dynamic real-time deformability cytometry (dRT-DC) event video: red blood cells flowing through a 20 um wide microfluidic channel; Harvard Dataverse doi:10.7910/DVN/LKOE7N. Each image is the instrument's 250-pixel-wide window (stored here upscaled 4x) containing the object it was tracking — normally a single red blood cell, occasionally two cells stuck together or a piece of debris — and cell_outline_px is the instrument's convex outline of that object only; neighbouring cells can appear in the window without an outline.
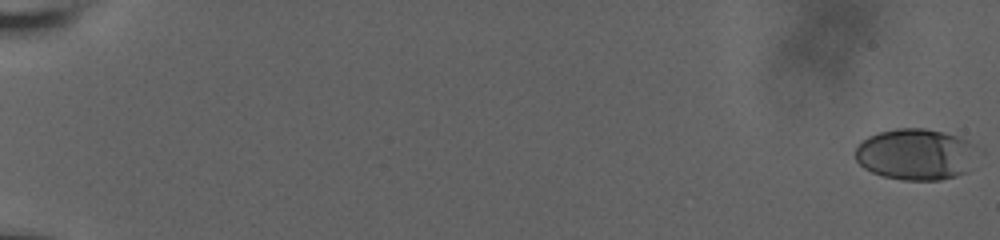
{"species": "human", "species_latin": "Homo sapiens", "temperature_condition": "room temperature", "stored_images_in_passage": 27, "camera_frame_rate_fps": 3000, "um_per_image_px": 0.085, "donor": {"sex": "male"}, "frame": {"image": 1, "passage_image": 1, "time_ms": 0.0, "image_size_px": [1000, 240], "cell_outline_px": [[984, 152], [968, 172], [956, 176], [940, 180], [904, 180], [884, 176], [872, 172], [864, 168], [856, 160], [856, 148], [868, 136], [880, 132], [896, 128], [924, 128], [944, 132], [968, 140], [984, 148]], "centroid_in_image_um": [77.99, 13.12], "position_along_channel_um": 7.0, "area_um2": 37.45}}
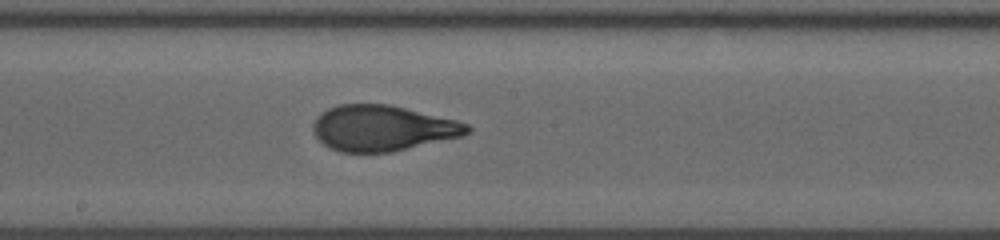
{"frame": {"image": 2, "passage_image": 16, "time_ms": 11.667, "image_size_px": [1000, 240], "cell_outline_px": [[472, 132], [464, 136], [392, 152], [340, 152], [328, 148], [316, 136], [312, 128], [312, 124], [316, 116], [320, 112], [328, 108], [340, 104], [388, 104], [456, 120], [468, 124], [472, 128]], "centroid_in_image_um": [32.51, 10.9], "position_along_channel_um": 215.7, "area_um2": 41.27}}
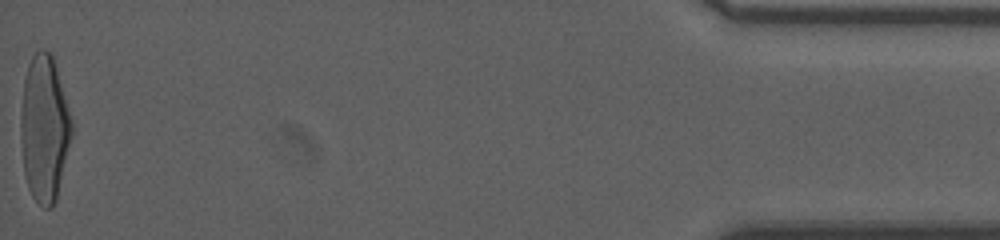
{"frame": {"image": 3, "passage_image": 27, "time_ms": 19.667, "image_size_px": [1000, 240], "cell_outline_px": [[72, 136], [56, 200], [52, 208], [44, 208], [32, 196], [28, 188], [24, 172], [20, 136], [20, 116], [24, 80], [28, 64], [32, 56], [40, 48], [44, 48], [52, 56], [56, 68], [72, 120]], "centroid_in_image_um": [3.76, 10.94], "position_along_channel_um": 431.4, "area_um2": 43.35}, "authors_computed_cell_mechanics": {"area_um2": 40.8068, "velocity_mm_per_s": 3.7705, "shape_relaxation_time_tau1_ms": 6.1629, "shape_relaxation_time_tau2_ms": null, "deformation_change_tau1": 0.2257, "deformation_change_tau2": null}}